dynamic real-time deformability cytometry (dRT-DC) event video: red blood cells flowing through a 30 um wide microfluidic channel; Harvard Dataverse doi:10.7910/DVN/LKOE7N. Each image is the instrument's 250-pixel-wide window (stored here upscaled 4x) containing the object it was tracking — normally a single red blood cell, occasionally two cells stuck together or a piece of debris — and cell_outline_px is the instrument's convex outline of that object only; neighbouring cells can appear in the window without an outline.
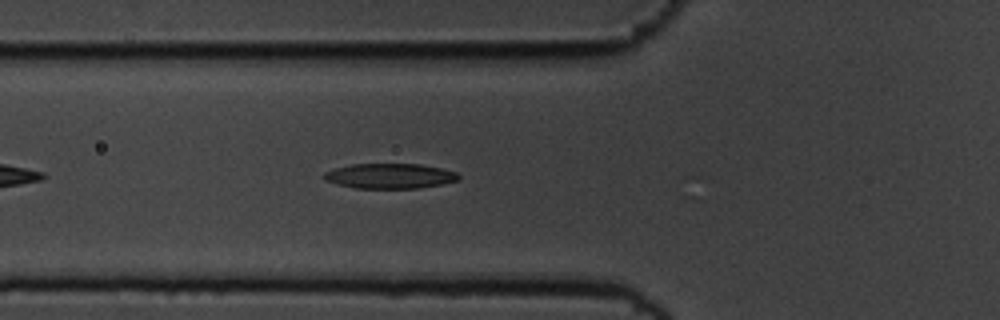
{"species": "common noctule bat (a hibernating species)", "species_latin": "Nyctalus noctula", "temperature_condition": "cold", "stored_images_in_passage": 17, "camera_frame_rate_fps": 3000, "um_per_image_px": 0.085, "animal": {"sex": "male", "body_mass_g": 19.5, "forearm_length_mm": 54.6}, "frame": {"image": 1, "passage_image": 7, "time_ms": 2.0, "image_size_px": [1000, 320], "cell_outline_px": [[460, 180], [420, 188], [352, 188], [336, 184], [324, 180], [324, 172], [336, 168], [352, 164], [420, 164], [440, 168], [456, 172], [460, 176]], "centroid_in_image_um": [33.12, 14.96], "position_along_channel_um": 92.7, "area_um2": 19.65}}
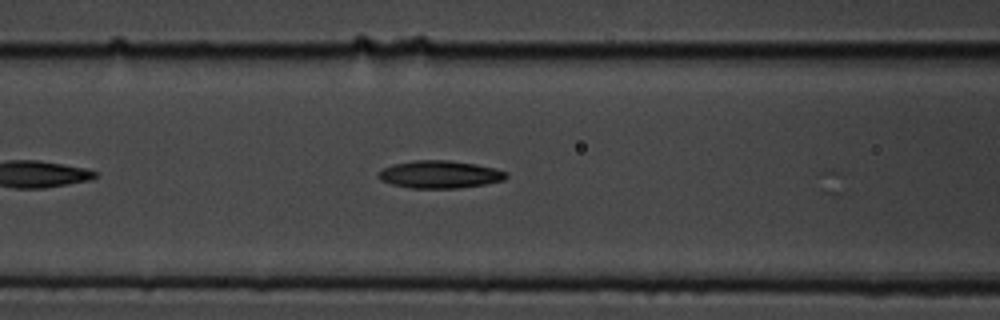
{"frame": {"image": 2, "passage_image": 10, "time_ms": 3.0, "image_size_px": [1000, 320], "cell_outline_px": [[508, 176], [504, 180], [484, 184], [460, 188], [408, 188], [392, 184], [380, 180], [376, 176], [376, 172], [392, 164], [412, 160], [448, 160], [476, 164], [496, 168], [508, 172]], "centroid_in_image_um": [37.36, 14.82], "position_along_channel_um": 129.2, "area_um2": 20.81}}
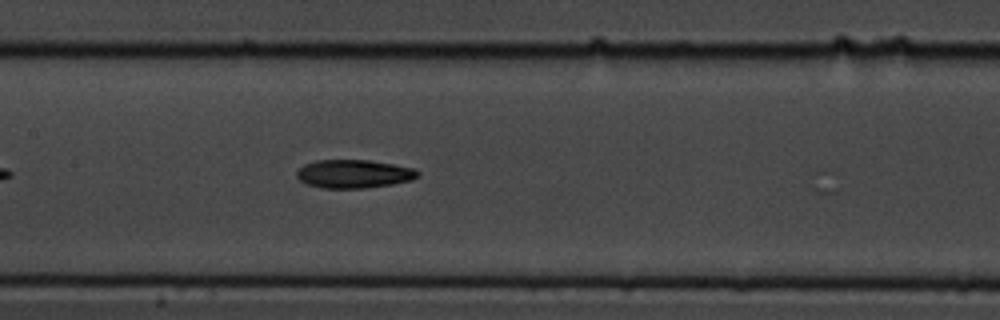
{"frame": {"image": 3, "passage_image": 14, "time_ms": 4.333, "image_size_px": [1000, 320], "cell_outline_px": [[420, 176], [412, 180], [392, 184], [364, 188], [320, 188], [304, 184], [296, 176], [296, 172], [304, 164], [316, 160], [368, 160], [392, 164], [412, 168], [420, 172]], "centroid_in_image_um": [30.05, 14.78], "position_along_channel_um": 177.4, "area_um2": 20.11}}